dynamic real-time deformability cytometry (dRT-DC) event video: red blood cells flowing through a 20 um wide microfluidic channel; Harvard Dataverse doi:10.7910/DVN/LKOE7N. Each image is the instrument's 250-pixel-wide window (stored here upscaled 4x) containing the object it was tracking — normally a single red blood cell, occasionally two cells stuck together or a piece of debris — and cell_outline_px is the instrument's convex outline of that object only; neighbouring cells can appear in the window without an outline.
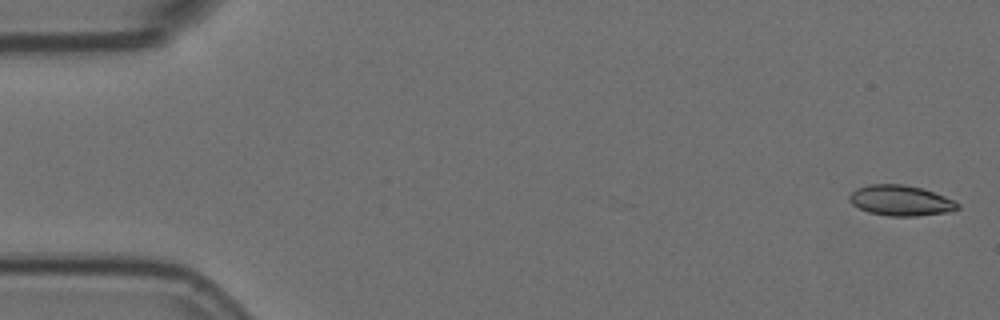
{"species": "Egyptian fruit bat (a non-hibernating species)", "species_latin": "Rousettus aegyptiacus", "temperature_condition": "room temperature", "stored_images_in_passage": 5, "camera_frame_rate_fps": 3000, "um_per_image_px": 0.085, "animal": {"sex": "female"}, "frame": {"image": 1, "passage_image": 1, "time_ms": 0.0, "image_size_px": [1000, 320], "cell_outline_px": [[960, 208], [952, 212], [916, 216], [888, 216], [868, 212], [852, 204], [848, 200], [848, 196], [856, 188], [868, 184], [904, 184], [924, 188], [944, 196], [960, 204]], "centroid_in_image_um": [76.56, 17.04], "position_along_channel_um": 8.4, "area_um2": 19.48}}
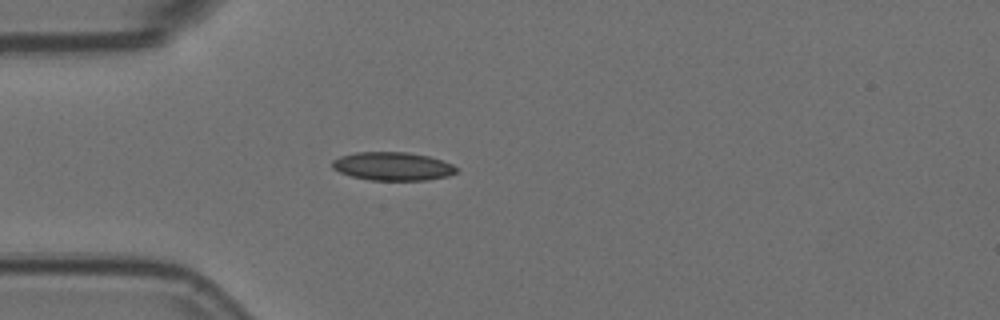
{"frame": {"image": 2, "passage_image": 5, "time_ms": 1.333, "image_size_px": [1000, 320], "cell_outline_px": [[460, 168], [456, 172], [448, 176], [428, 180], [368, 180], [352, 176], [340, 172], [332, 168], [332, 160], [340, 156], [356, 152], [408, 152], [428, 156], [452, 164]], "centroid_in_image_um": [33.38, 14.13], "position_along_channel_um": 51.6, "area_um2": 20.58}}